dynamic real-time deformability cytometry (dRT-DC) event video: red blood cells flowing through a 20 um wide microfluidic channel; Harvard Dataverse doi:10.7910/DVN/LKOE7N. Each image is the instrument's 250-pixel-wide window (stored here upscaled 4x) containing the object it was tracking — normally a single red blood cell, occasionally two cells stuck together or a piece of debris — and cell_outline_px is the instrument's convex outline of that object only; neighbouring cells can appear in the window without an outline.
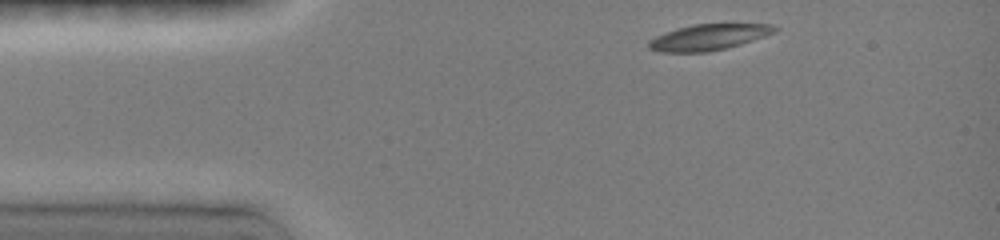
{"species": "common noctule bat (a hibernating species)", "species_latin": "Nyctalus noctula", "temperature_condition": "room temperature", "stored_images_in_passage": 19, "camera_frame_rate_fps": 3000, "um_per_image_px": 0.085, "animal": {"sex": "female", "body_mass_g": 19.0, "forearm_length_mm": 51.5}, "frame": {"image": 1, "passage_image": 1, "time_ms": 0.0, "image_size_px": [1000, 240], "cell_outline_px": [[776, 32], [764, 36], [724, 48], [708, 52], [664, 52], [648, 48], [648, 40], [656, 36], [680, 28], [696, 24], [768, 24], [776, 28]], "centroid_in_image_um": [60.19, 3.16], "position_along_channel_um": 24.8, "area_um2": 18.44}}
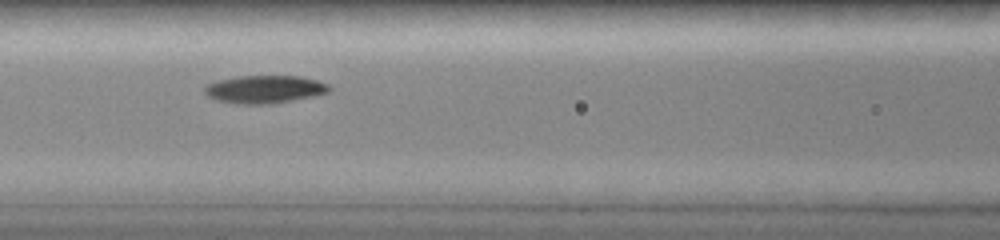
{"frame": {"image": 2, "passage_image": 9, "time_ms": 4.333, "image_size_px": [1000, 240], "cell_outline_px": [[332, 88], [328, 92], [292, 100], [272, 104], [244, 104], [216, 100], [208, 96], [204, 92], [204, 88], [208, 84], [220, 80], [240, 76], [300, 76], [316, 80], [328, 84]], "centroid_in_image_um": [22.49, 7.59], "position_along_channel_um": 144.1, "area_um2": 19.94}}